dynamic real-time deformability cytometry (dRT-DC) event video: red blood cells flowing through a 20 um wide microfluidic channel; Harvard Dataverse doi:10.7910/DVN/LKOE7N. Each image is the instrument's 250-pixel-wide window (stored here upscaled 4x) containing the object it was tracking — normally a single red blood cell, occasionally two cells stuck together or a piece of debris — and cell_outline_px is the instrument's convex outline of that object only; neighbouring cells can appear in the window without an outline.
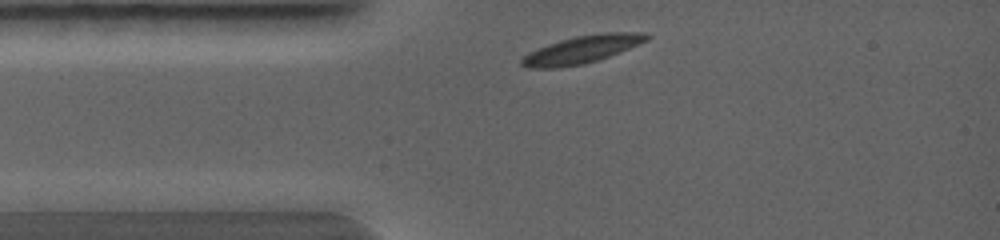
{"species": "common noctule bat (a hibernating species)", "species_latin": "Nyctalus noctula", "temperature_condition": "warm", "stored_images_in_passage": 3, "camera_frame_rate_fps": 5000, "um_per_image_px": 0.085, "animal": {"sex": "female", "body_mass_g": 19.0, "forearm_length_mm": 56.7}, "frame": {"image": 1, "passage_image": 1, "time_ms": 0.0, "image_size_px": [1000, 240], "cell_outline_px": [[652, 36], [648, 40], [620, 52], [584, 64], [556, 68], [528, 68], [520, 64], [520, 60], [528, 52], [548, 44], [560, 40], [576, 36], [600, 32], [644, 32]], "centroid_in_image_um": [49.47, 4.19], "position_along_channel_um": 35.5, "area_um2": 20.17}}
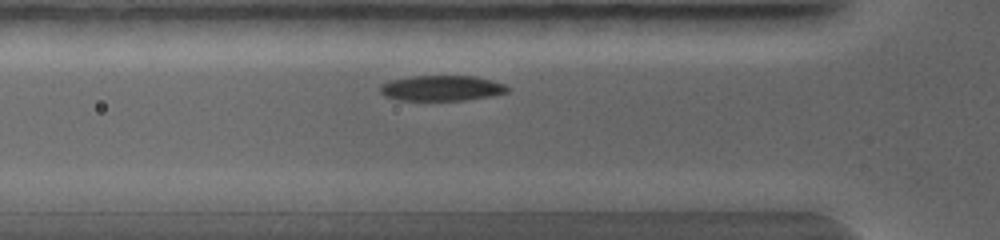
{"frame": {"image": 2, "passage_image": 3, "time_ms": 1.0, "image_size_px": [1000, 240], "cell_outline_px": [[508, 92], [492, 96], [464, 100], [396, 100], [384, 96], [380, 92], [380, 84], [388, 80], [412, 76], [476, 76], [492, 80], [504, 84], [508, 88]], "centroid_in_image_um": [37.5, 7.49], "position_along_channel_um": 88.3, "area_um2": 19.02}}